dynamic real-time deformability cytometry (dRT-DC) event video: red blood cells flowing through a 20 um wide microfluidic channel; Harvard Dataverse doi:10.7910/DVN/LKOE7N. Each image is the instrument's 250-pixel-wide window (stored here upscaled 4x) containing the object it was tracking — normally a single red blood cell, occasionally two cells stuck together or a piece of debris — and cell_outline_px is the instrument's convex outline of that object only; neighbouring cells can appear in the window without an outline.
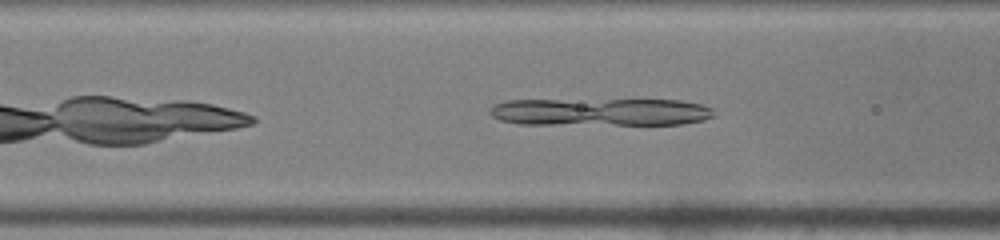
{"species": "common noctule bat (a hibernating species)", "species_latin": "Nyctalus noctula", "temperature_condition": "warm", "stored_images_in_passage": 36, "camera_frame_rate_fps": 3000, "um_per_image_px": 0.085, "animal": {"sex": "male", "body_mass_g": 19.0, "forearm_length_mm": 50.8}, "frame": {"image": 1, "passage_image": 7, "time_ms": 2.0, "image_size_px": [1000, 240], "cell_outline_px": [[716, 116], [704, 120], [680, 124], [520, 124], [500, 120], [492, 116], [488, 112], [496, 104], [504, 100], [680, 100], [700, 104], [712, 108]], "centroid_in_image_um": [51.05, 9.52], "position_along_channel_um": 115.5, "area_um2": 36.01}}
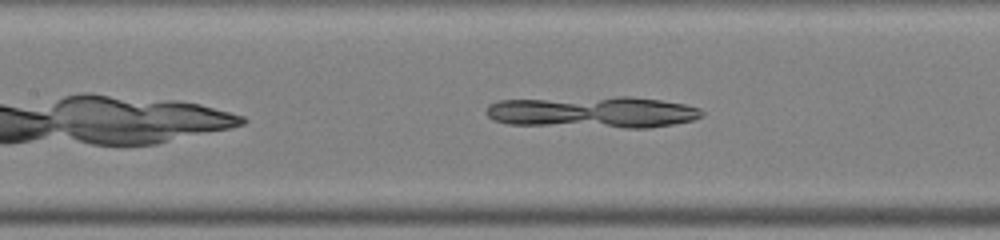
{"frame": {"image": 2, "passage_image": 10, "time_ms": 3.0, "image_size_px": [1000, 240], "cell_outline_px": [[704, 116], [692, 120], [672, 124], [648, 128], [628, 128], [508, 124], [496, 120], [488, 116], [488, 104], [500, 100], [620, 96], [628, 96], [660, 100], [684, 104], [700, 108], [704, 112]], "centroid_in_image_um": [50.44, 9.53], "position_along_channel_um": 157.0, "area_um2": 39.71}}
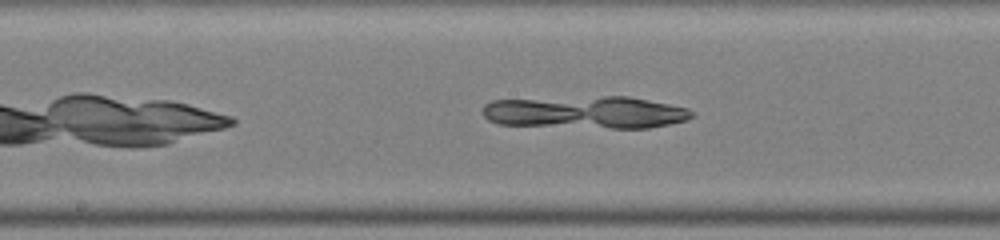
{"frame": {"image": 3, "passage_image": 13, "time_ms": 4.0, "image_size_px": [1000, 240], "cell_outline_px": [[692, 116], [684, 120], [668, 124], [648, 128], [608, 128], [500, 124], [488, 120], [484, 116], [484, 104], [492, 100], [604, 96], [628, 96], [688, 108], [692, 112]], "centroid_in_image_um": [49.76, 9.54], "position_along_channel_um": 198.4, "area_um2": 39.19}}